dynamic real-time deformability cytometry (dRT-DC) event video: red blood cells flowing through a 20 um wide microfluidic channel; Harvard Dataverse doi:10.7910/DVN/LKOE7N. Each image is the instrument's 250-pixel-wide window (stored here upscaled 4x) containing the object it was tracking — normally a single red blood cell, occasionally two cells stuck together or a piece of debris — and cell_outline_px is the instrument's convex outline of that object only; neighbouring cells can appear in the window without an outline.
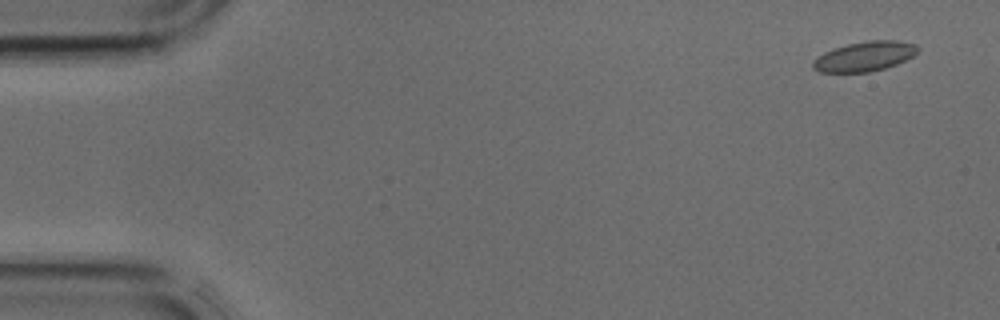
{"species": "common noctule bat (a hibernating species)", "species_latin": "Nyctalus noctula", "temperature_condition": "cold", "stored_images_in_passage": 43, "camera_frame_rate_fps": 3000, "um_per_image_px": 0.085, "animal": {"sex": "male", "body_mass_g": 17.9, "forearm_length_mm": 54.2}, "frame": {"image": 1, "passage_image": 3, "time_ms": 0.667, "image_size_px": [1000, 320], "cell_outline_px": [[920, 48], [912, 56], [896, 64], [884, 68], [868, 72], [820, 72], [812, 68], [812, 60], [816, 56], [824, 52], [848, 44], [868, 40], [896, 40], [916, 44]], "centroid_in_image_um": [73.46, 4.79], "position_along_channel_um": 11.5, "area_um2": 18.09}}
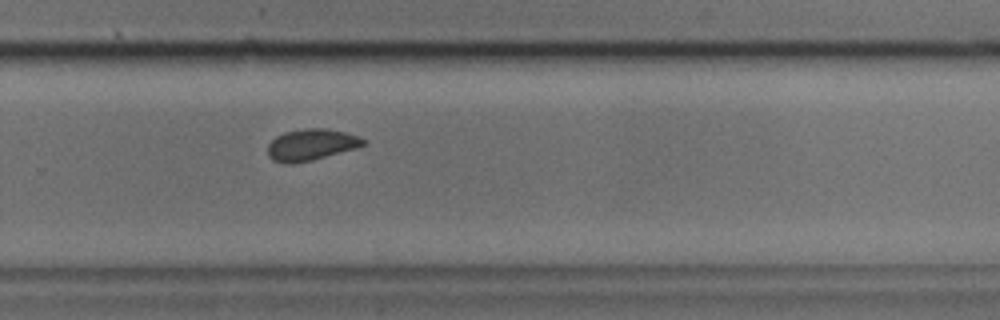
{"frame": {"image": 2, "passage_image": 29, "time_ms": 9.333, "image_size_px": [1000, 320], "cell_outline_px": [[368, 144], [356, 148], [312, 160], [292, 164], [284, 164], [272, 160], [268, 156], [268, 144], [276, 136], [284, 132], [304, 128], [324, 128], [344, 132], [368, 140]], "centroid_in_image_um": [26.44, 12.31], "position_along_channel_um": 303.4, "area_um2": 17.63}}
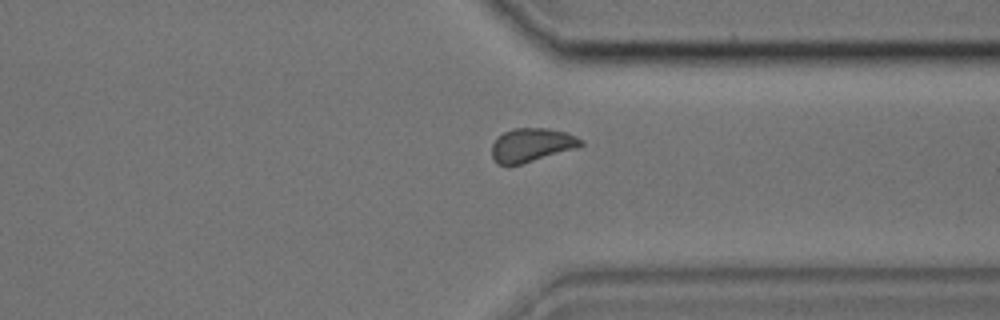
{"frame": {"image": 3, "passage_image": 33, "time_ms": 10.667, "image_size_px": [1000, 320], "cell_outline_px": [[584, 144], [580, 148], [520, 164], [496, 164], [492, 156], [492, 144], [496, 136], [512, 128], [548, 128], [564, 132], [576, 136], [584, 140]], "centroid_in_image_um": [45.21, 12.31], "position_along_channel_um": 366.2, "area_um2": 17.69}}